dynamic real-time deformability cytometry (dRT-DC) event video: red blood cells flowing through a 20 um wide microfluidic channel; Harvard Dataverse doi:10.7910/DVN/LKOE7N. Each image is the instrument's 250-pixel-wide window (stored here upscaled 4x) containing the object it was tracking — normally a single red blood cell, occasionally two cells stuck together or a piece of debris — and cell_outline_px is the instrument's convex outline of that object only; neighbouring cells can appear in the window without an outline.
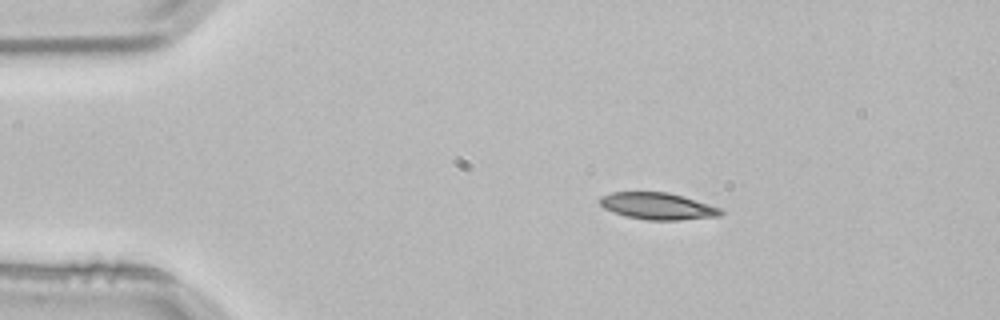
{"species": "common noctule bat (a hibernating species)", "species_latin": "Nyctalus noctula", "temperature_condition": "room temperature", "stored_images_in_passage": 3, "segment_of_instrument_passage": [1, 2], "camera_frame_rate_fps": 3000, "um_per_image_px": 0.085, "animal": {"sex": "male", "body_mass_g": 21.5, "forearm_length_mm": 52.0}, "frame": {"image": 1, "passage_image": 1, "time_ms": 0.0, "image_size_px": [1000, 320], "cell_outline_px": [[724, 212], [720, 216], [680, 220], [648, 220], [624, 216], [612, 212], [604, 208], [600, 204], [600, 196], [612, 192], [668, 192], [708, 204], [720, 208]], "centroid_in_image_um": [55.87, 17.52], "position_along_channel_um": 29.1, "area_um2": 18.84}}